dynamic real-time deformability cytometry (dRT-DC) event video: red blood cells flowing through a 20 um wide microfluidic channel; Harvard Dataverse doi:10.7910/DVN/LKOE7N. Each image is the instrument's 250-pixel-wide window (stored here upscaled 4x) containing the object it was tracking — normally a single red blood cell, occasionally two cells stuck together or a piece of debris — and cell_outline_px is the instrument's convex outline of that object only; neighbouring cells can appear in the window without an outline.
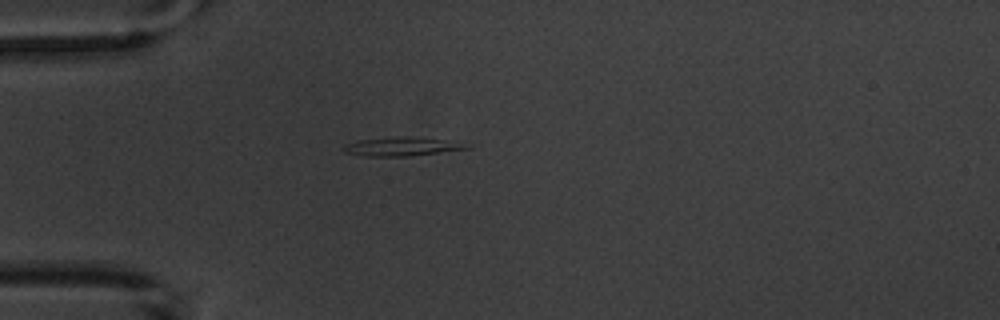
{"species": "common noctule bat (a hibernating species)", "species_latin": "Nyctalus noctula", "temperature_condition": "warm", "stored_images_in_passage": 2, "camera_frame_rate_fps": 3000, "um_per_image_px": 0.085, "animal": {"sex": "male", "body_mass_g": 20.1, "forearm_length_mm": 53.5}, "frame": {"image": 1, "passage_image": 1, "time_ms": 0.0, "image_size_px": [1000, 320], "cell_outline_px": [[468, 148], [408, 156], [364, 156], [344, 152], [340, 148], [344, 144], [356, 140], [396, 136], [416, 136], [444, 140], [460, 144]], "centroid_in_image_um": [33.92, 12.44], "position_along_channel_um": 51.1, "area_um2": 13.24}}